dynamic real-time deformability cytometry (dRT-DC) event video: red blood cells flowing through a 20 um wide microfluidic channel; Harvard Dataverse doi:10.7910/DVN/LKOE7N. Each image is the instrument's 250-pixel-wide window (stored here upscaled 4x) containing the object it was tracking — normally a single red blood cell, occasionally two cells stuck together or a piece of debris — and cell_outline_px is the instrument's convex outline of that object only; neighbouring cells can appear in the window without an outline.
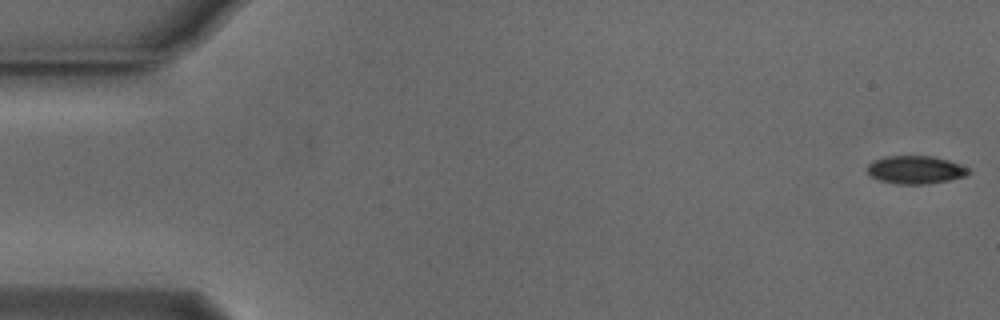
{"species": "Egyptian fruit bat (a non-hibernating species)", "species_latin": "Rousettus aegyptiacus", "temperature_condition": "cold", "stored_images_in_passage": 11, "camera_frame_rate_fps": 3000, "um_per_image_px": 0.085, "animal": {"sex": "male"}, "frame": {"image": 1, "passage_image": 1, "time_ms": 0.0, "image_size_px": [1000, 320], "cell_outline_px": [[972, 172], [964, 176], [948, 180], [928, 184], [896, 184], [880, 180], [872, 176], [868, 172], [868, 164], [872, 160], [884, 156], [932, 156], [948, 160], [960, 164], [968, 168]], "centroid_in_image_um": [77.82, 14.42], "position_along_channel_um": 7.2, "area_um2": 16.53}}